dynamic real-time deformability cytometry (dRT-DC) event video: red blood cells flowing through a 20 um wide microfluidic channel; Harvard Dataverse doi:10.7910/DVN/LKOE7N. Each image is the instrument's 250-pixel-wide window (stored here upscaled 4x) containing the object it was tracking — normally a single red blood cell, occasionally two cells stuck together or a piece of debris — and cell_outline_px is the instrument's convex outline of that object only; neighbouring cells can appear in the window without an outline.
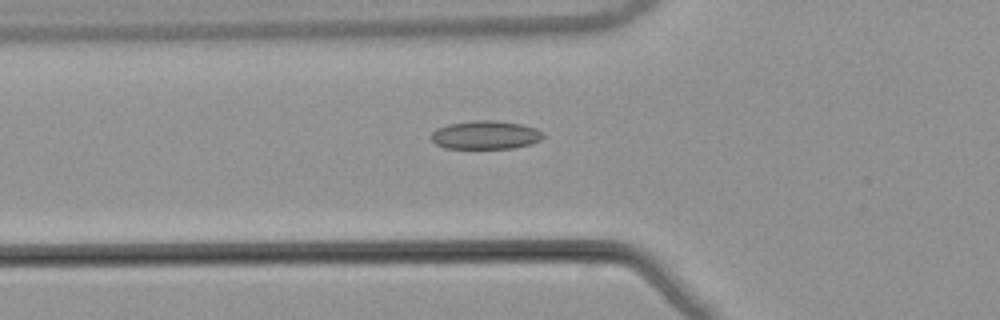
{"species": "common noctule bat (a hibernating species)", "species_latin": "Nyctalus noctula", "temperature_condition": "warm", "stored_images_in_passage": 53, "camera_frame_rate_fps": 3000, "um_per_image_px": 0.085, "animal": {"sex": "male", "body_mass_g": 21.5, "forearm_length_mm": 52.0}, "frame": {"image": 1, "passage_image": 19, "time_ms": 6.0, "image_size_px": [1000, 320], "cell_outline_px": [[544, 136], [540, 140], [532, 144], [512, 148], [444, 148], [436, 144], [428, 136], [436, 128], [448, 124], [476, 120], [496, 120], [520, 124], [536, 128], [544, 132]], "centroid_in_image_um": [41.26, 11.47], "position_along_channel_um": 84.5, "area_um2": 18.73}}
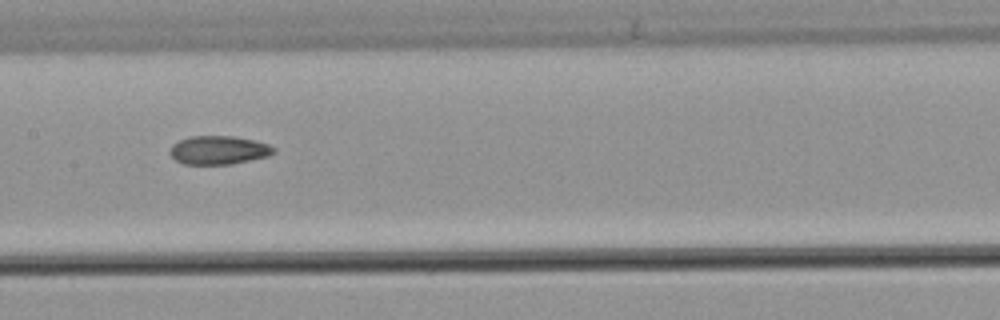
{"frame": {"image": 2, "passage_image": 27, "time_ms": 8.667, "image_size_px": [1000, 320], "cell_outline_px": [[276, 152], [268, 156], [232, 164], [184, 164], [176, 160], [168, 152], [172, 144], [188, 136], [236, 136], [268, 144], [276, 148]], "centroid_in_image_um": [18.58, 12.75], "position_along_channel_um": 188.8, "area_um2": 17.34}}
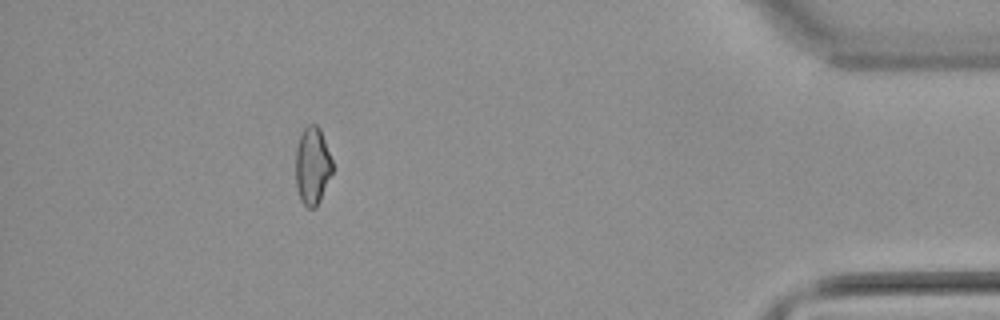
{"frame": {"image": 3, "passage_image": 48, "time_ms": 15.667, "image_size_px": [1000, 320], "cell_outline_px": [[336, 168], [316, 208], [308, 208], [300, 200], [296, 188], [296, 148], [300, 132], [308, 124], [316, 124], [320, 128]], "centroid_in_image_um": [26.58, 14.09], "position_along_channel_um": 408.6, "area_um2": 17.22}, "authors_computed_cell_mechanics": {"area_um2": 17.7446, "velocity_mm_per_s": 3.8892, "shape_relaxation_time_tau1_ms": null, "shape_relaxation_time_tau2_ms": 3.2596, "deformation_change_tau1": null, "deformation_change_tau2": 0.0835}}